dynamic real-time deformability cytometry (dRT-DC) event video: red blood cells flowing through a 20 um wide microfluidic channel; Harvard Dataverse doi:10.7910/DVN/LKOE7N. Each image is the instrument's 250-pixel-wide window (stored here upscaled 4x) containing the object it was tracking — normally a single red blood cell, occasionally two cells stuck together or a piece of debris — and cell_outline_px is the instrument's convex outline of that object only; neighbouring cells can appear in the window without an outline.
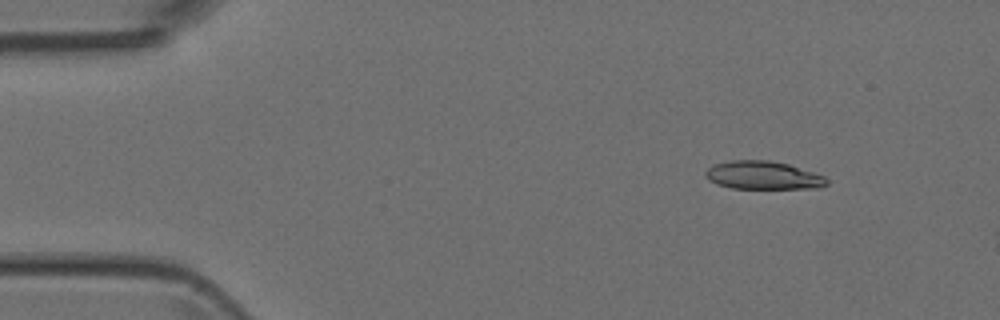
{"species": "Egyptian fruit bat (a non-hibernating species)", "species_latin": "Rousettus aegyptiacus", "temperature_condition": "room temperature", "stored_images_in_passage": 6, "camera_frame_rate_fps": 3000, "um_per_image_px": 0.085, "animal": {"sex": "female"}, "frame": {"image": 1, "passage_image": 1, "time_ms": 0.0, "image_size_px": [1000, 320], "cell_outline_px": [[828, 184], [816, 188], [732, 188], [716, 184], [708, 180], [704, 176], [704, 172], [712, 164], [732, 160], [768, 160], [788, 164], [824, 176], [828, 180]], "centroid_in_image_um": [64.8, 14.9], "position_along_channel_um": 20.2, "area_um2": 19.88}}